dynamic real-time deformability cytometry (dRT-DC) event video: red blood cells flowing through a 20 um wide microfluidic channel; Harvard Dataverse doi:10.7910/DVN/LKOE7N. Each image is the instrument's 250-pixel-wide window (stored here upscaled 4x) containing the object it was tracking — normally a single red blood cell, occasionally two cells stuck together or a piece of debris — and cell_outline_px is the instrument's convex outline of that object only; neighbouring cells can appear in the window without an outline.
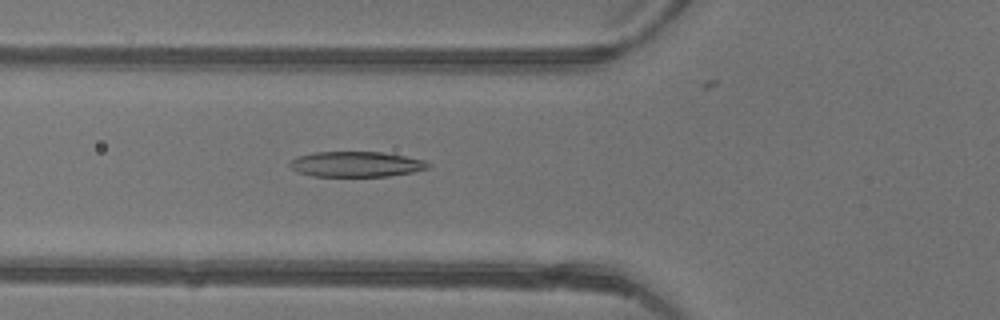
{"species": "common noctule bat (a hibernating species)", "species_latin": "Nyctalus noctula", "temperature_condition": "warm", "stored_images_in_passage": 35, "camera_frame_rate_fps": 3000, "um_per_image_px": 0.085, "animal": {"sex": "female"}, "frame": {"image": 1, "passage_image": 6, "time_ms": 1.667, "image_size_px": [1000, 320], "cell_outline_px": [[432, 164], [428, 168], [412, 172], [388, 176], [312, 176], [296, 172], [288, 164], [296, 156], [316, 152], [380, 152], [404, 156], [424, 160]], "centroid_in_image_um": [30.25, 13.96], "position_along_channel_um": 95.5, "area_um2": 20.4}}
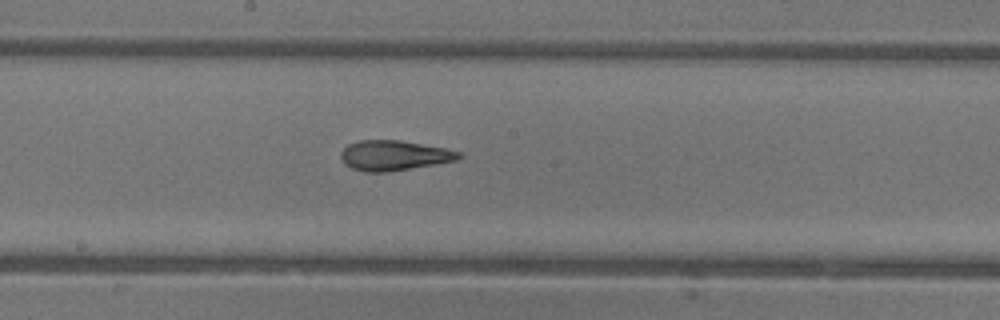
{"frame": {"image": 2, "passage_image": 14, "time_ms": 4.333, "image_size_px": [1000, 320], "cell_outline_px": [[464, 156], [460, 160], [388, 172], [364, 172], [352, 168], [344, 164], [340, 160], [340, 152], [348, 144], [360, 140], [400, 140], [444, 148], [460, 152]], "centroid_in_image_um": [33.49, 13.22], "position_along_channel_um": 214.7, "area_um2": 20.87}}
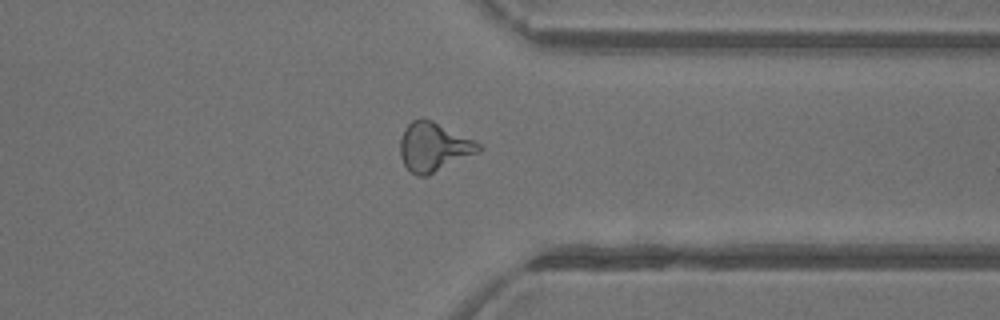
{"frame": {"image": 3, "passage_image": 25, "time_ms": 8.0, "image_size_px": [1000, 320], "cell_outline_px": [[484, 148], [480, 152], [428, 176], [416, 176], [408, 172], [400, 156], [400, 140], [404, 128], [412, 120], [420, 116], [432, 120], [476, 140]], "centroid_in_image_um": [36.87, 12.49], "position_along_channel_um": 374.5, "area_um2": 23.0}, "authors_computed_cell_mechanics": {"area_um2": 20.9236, "velocity_mm_per_s": 4.4391, "shape_relaxation_time_tau1_ms": 8.2612, "shape_relaxation_time_tau2_ms": 2.3511, "deformation_change_tau1": 0.2635, "deformation_change_tau2": 0.1242}}